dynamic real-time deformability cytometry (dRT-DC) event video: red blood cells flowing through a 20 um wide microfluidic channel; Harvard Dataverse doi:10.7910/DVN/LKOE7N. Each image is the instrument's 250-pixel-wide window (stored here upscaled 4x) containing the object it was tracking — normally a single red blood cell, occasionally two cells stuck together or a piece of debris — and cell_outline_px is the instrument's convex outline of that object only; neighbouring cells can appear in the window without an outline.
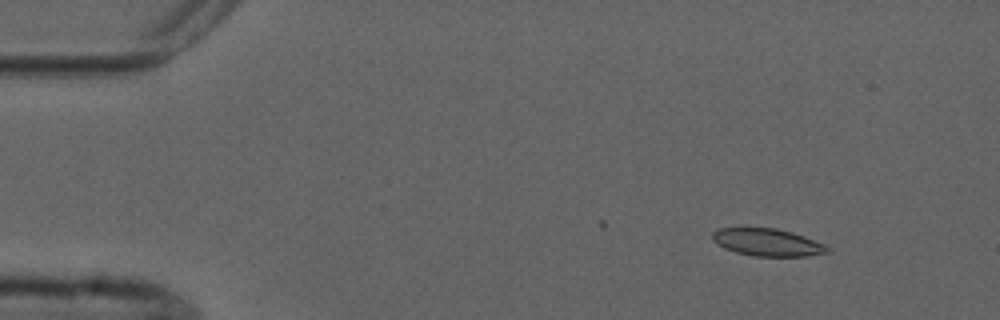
{"species": "common noctule bat (a hibernating species)", "species_latin": "Nyctalus noctula", "temperature_condition": "cold", "stored_images_in_passage": 4, "camera_frame_rate_fps": 3000, "um_per_image_px": 0.085, "animal": {"sex": "male", "forearm_length_mm": 52.5}, "frame": {"image": 1, "passage_image": 1, "time_ms": 0.0, "image_size_px": [1000, 320], "cell_outline_px": [[832, 252], [808, 256], [752, 256], [736, 252], [724, 248], [716, 244], [712, 240], [712, 232], [720, 228], [776, 228], [792, 232], [804, 236], [824, 244], [832, 248]], "centroid_in_image_um": [65.26, 20.61], "position_along_channel_um": 19.7, "area_um2": 18.55}}
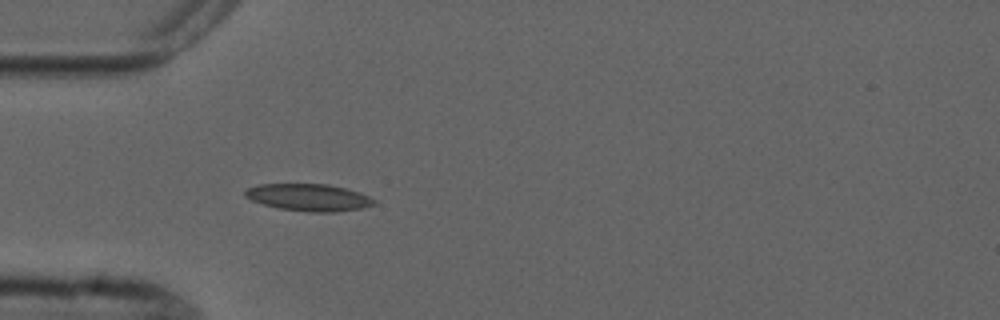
{"frame": {"image": 2, "passage_image": 4, "time_ms": 3.333, "image_size_px": [1000, 320], "cell_outline_px": [[376, 204], [360, 208], [336, 212], [308, 212], [276, 208], [252, 200], [244, 196], [244, 192], [248, 188], [260, 184], [328, 184], [360, 192], [376, 200]], "centroid_in_image_um": [26.25, 16.78], "position_along_channel_um": 58.8, "area_um2": 20.35}}